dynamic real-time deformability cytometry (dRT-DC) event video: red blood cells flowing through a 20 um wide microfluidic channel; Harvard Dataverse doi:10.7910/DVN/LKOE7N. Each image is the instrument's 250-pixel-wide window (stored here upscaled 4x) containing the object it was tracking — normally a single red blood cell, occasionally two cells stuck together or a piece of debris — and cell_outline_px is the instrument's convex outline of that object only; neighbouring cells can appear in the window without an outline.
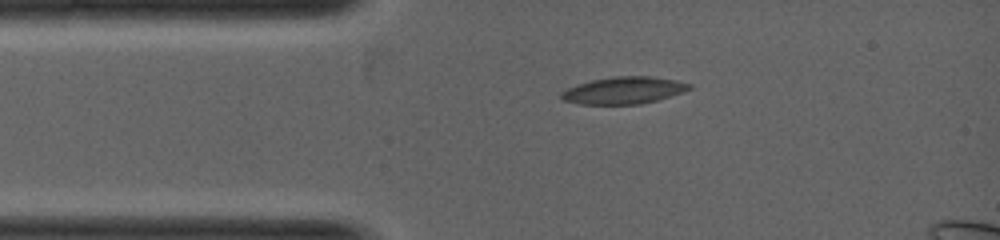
{"species": "common noctule bat (a hibernating species)", "species_latin": "Nyctalus noctula", "temperature_condition": "warm", "stored_images_in_passage": 2, "camera_frame_rate_fps": 5000, "um_per_image_px": 0.085, "animal": {"sex": "female", "body_mass_g": 19.0, "forearm_length_mm": 53.3}, "frame": {"image": 1, "passage_image": 1, "time_ms": 0.0, "image_size_px": [1000, 240], "cell_outline_px": [[692, 88], [684, 92], [656, 100], [640, 104], [580, 104], [560, 100], [560, 92], [568, 88], [592, 80], [612, 76], [652, 76], [676, 80], [692, 84]], "centroid_in_image_um": [53.02, 7.68], "position_along_channel_um": 32.0, "area_um2": 20.23}}